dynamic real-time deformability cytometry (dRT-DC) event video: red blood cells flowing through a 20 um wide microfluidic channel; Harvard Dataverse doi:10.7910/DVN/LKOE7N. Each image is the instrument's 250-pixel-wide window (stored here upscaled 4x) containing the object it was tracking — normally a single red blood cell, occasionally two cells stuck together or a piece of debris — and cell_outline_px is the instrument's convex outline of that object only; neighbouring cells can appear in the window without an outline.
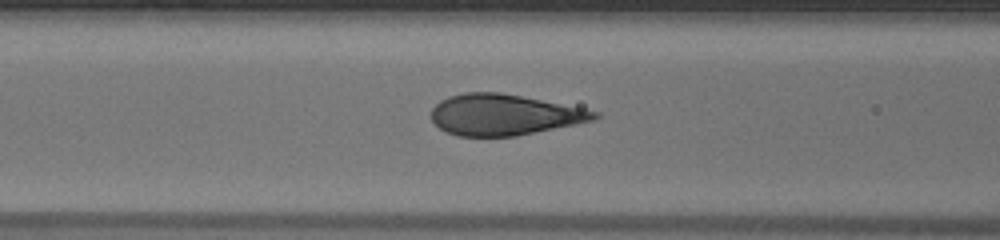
{"species": "human", "species_latin": "Homo sapiens", "temperature_condition": "warm", "stored_images_in_passage": 25, "camera_frame_rate_fps": 3000, "um_per_image_px": 0.085, "donor": {"sex": "male"}, "frame": {"image": 1, "passage_image": 5, "time_ms": 1.333, "image_size_px": [1000, 240], "cell_outline_px": [[600, 116], [592, 120], [516, 136], [456, 136], [444, 132], [432, 120], [432, 108], [440, 100], [448, 96], [464, 92], [500, 92], [584, 108], [600, 112]], "centroid_in_image_um": [42.8, 9.75], "position_along_channel_um": 123.8, "area_um2": 38.73}}
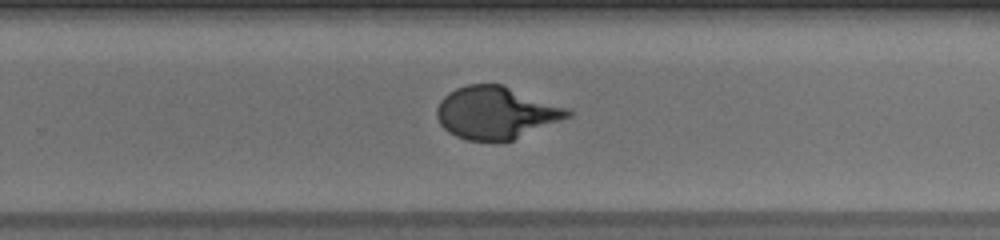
{"frame": {"image": 2, "passage_image": 17, "time_ms": 5.333, "image_size_px": [1000, 240], "cell_outline_px": [[572, 116], [512, 140], [468, 140], [456, 136], [448, 132], [440, 124], [436, 116], [436, 108], [440, 100], [448, 92], [456, 88], [468, 84], [500, 84], [568, 108], [572, 112]], "centroid_in_image_um": [42.13, 9.57], "position_along_channel_um": 287.7, "area_um2": 39.59}}
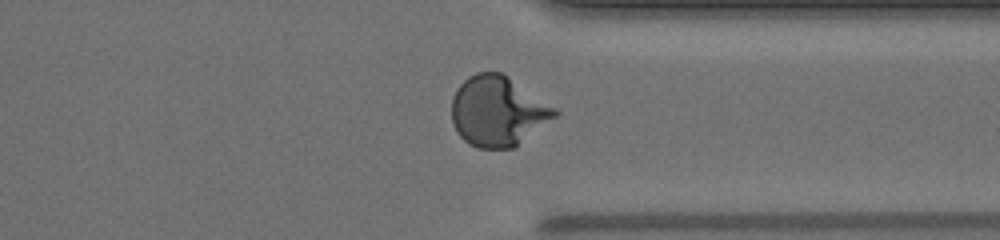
{"frame": {"image": 3, "passage_image": 23, "time_ms": 7.333, "image_size_px": [1000, 240], "cell_outline_px": [[560, 112], [556, 116], [512, 148], [480, 148], [468, 144], [456, 132], [452, 124], [452, 96], [456, 88], [468, 76], [476, 72], [504, 72], [556, 108]], "centroid_in_image_um": [42.28, 9.42], "position_along_channel_um": 369.1, "area_um2": 42.19}}